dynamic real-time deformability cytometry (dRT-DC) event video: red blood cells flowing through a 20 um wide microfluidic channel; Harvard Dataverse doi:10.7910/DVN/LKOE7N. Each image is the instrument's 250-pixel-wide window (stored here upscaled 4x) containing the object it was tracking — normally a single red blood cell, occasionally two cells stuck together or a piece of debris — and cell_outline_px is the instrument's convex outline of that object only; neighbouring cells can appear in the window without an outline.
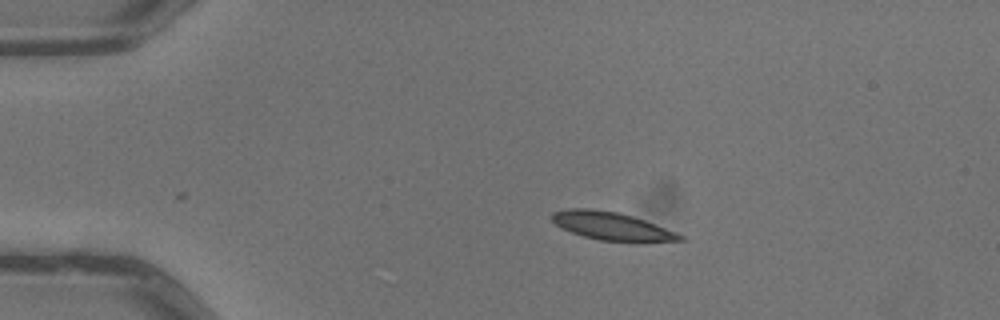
{"species": "common noctule bat (a hibernating species)", "species_latin": "Nyctalus noctula", "temperature_condition": "warm", "stored_images_in_passage": 3, "camera_frame_rate_fps": 3000, "um_per_image_px": 0.085, "animal": {"sex": "male", "body_mass_g": 13.3}, "frame": {"image": 1, "passage_image": 1, "time_ms": 0.0, "image_size_px": [1000, 320], "cell_outline_px": [[688, 240], [644, 244], [636, 244], [600, 240], [584, 236], [572, 232], [556, 224], [552, 220], [552, 212], [568, 208], [588, 208], [616, 212], [632, 216], [644, 220], [676, 232], [684, 236]], "centroid_in_image_um": [52.12, 19.27], "position_along_channel_um": 32.9, "area_um2": 21.44}}
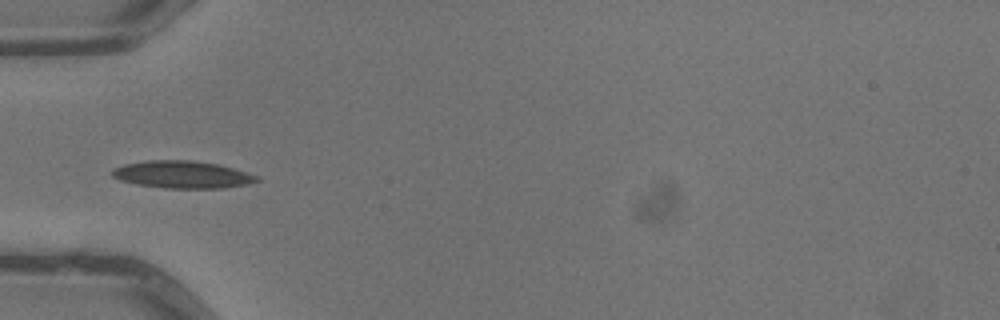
{"frame": {"image": 2, "passage_image": 2, "time_ms": 0.333, "image_size_px": [1000, 320], "cell_outline_px": [[260, 180], [248, 184], [224, 188], [164, 188], [136, 184], [120, 180], [112, 176], [112, 168], [124, 164], [148, 160], [192, 160], [220, 164], [256, 176]], "centroid_in_image_um": [15.46, 14.83], "position_along_channel_um": 69.5, "area_um2": 23.0}}
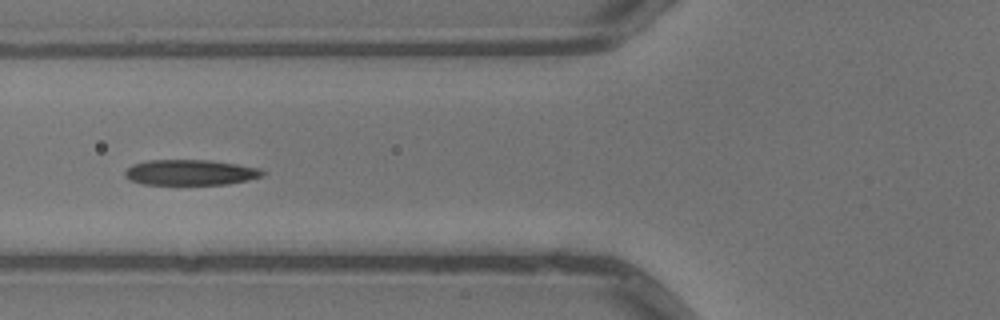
{"frame": {"image": 3, "passage_image": 3, "time_ms": 0.667, "image_size_px": [1000, 320], "cell_outline_px": [[264, 176], [248, 180], [228, 184], [144, 184], [128, 180], [124, 176], [124, 172], [132, 164], [148, 160], [212, 160], [260, 168], [264, 172]], "centroid_in_image_um": [16.17, 14.65], "position_along_channel_um": 109.6, "area_um2": 20.52}}